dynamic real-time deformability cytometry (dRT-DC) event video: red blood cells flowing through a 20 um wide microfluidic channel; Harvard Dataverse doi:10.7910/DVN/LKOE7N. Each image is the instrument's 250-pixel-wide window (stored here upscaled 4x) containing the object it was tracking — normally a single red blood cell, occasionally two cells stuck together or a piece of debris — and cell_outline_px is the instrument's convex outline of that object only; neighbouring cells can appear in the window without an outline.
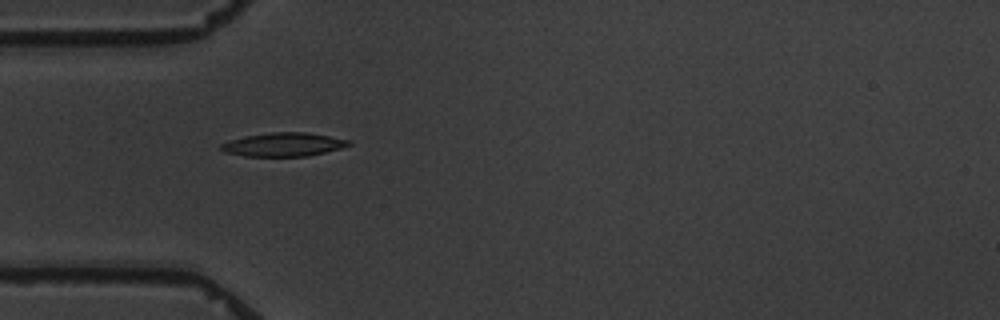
{"species": "common noctule bat (a hibernating species)", "species_latin": "Nyctalus noctula", "temperature_condition": "warm", "stored_images_in_passage": 1, "camera_frame_rate_fps": 3000, "um_per_image_px": 0.085, "animal": {"sex": "male", "body_mass_g": 19.5, "forearm_length_mm": 54.6}, "frame": {"image": 1, "passage_image": 1, "time_ms": 0.0, "image_size_px": [1000, 320], "cell_outline_px": [[352, 144], [340, 148], [308, 156], [244, 156], [224, 152], [220, 148], [220, 144], [232, 140], [248, 136], [272, 132], [308, 132], [352, 140]], "centroid_in_image_um": [24.14, 12.28], "position_along_channel_um": 60.9, "area_um2": 17.46}}